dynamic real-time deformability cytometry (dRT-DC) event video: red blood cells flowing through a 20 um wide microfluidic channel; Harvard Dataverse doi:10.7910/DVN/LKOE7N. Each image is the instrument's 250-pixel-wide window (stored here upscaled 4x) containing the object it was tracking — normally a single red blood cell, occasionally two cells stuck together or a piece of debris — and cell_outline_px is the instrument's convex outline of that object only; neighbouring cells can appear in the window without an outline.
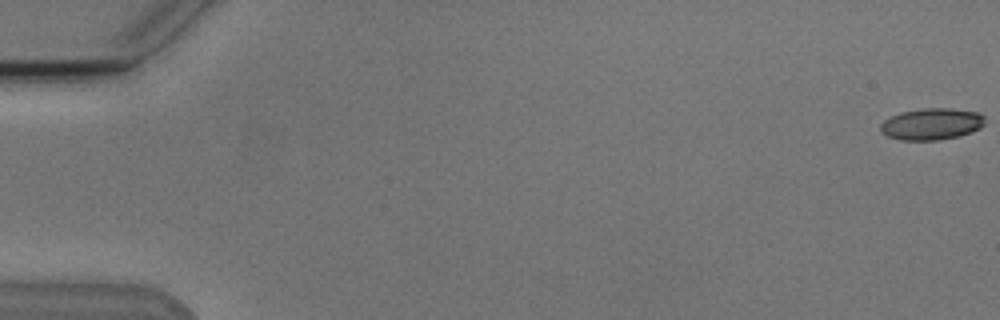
{"species": "Egyptian fruit bat (a non-hibernating species)", "species_latin": "Rousettus aegyptiacus", "temperature_condition": "cold", "stored_images_in_passage": 6, "camera_frame_rate_fps": 3000, "um_per_image_px": 0.085, "animal": {"sex": "male"}, "frame": {"image": 1, "passage_image": 1, "time_ms": 0.0, "image_size_px": [1000, 320], "cell_outline_px": [[984, 124], [980, 128], [972, 132], [956, 136], [936, 140], [900, 140], [888, 136], [880, 132], [880, 124], [884, 120], [900, 112], [924, 108], [948, 108], [976, 112], [984, 116]], "centroid_in_image_um": [79.16, 10.54], "position_along_channel_um": 5.8, "area_um2": 19.13}}
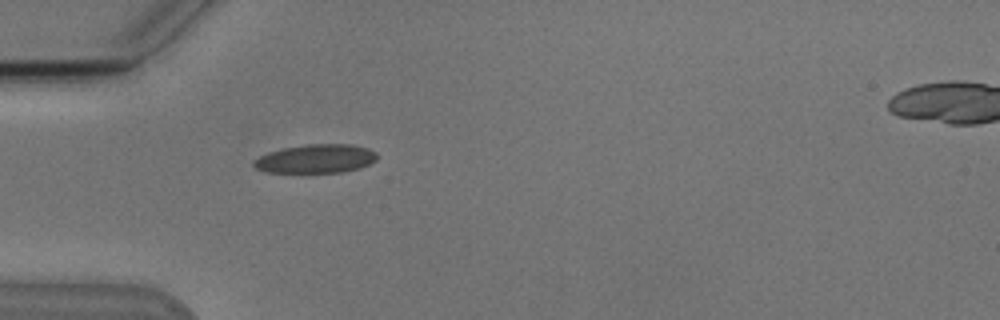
{"frame": {"image": 2, "passage_image": 5, "time_ms": 5.667, "image_size_px": [1000, 320], "cell_outline_px": [[376, 160], [360, 168], [344, 172], [268, 172], [256, 168], [252, 164], [260, 156], [268, 152], [284, 148], [308, 144], [348, 144], [368, 148], [376, 152]], "centroid_in_image_um": [26.87, 13.49], "position_along_channel_um": 58.1, "area_um2": 20.4}}